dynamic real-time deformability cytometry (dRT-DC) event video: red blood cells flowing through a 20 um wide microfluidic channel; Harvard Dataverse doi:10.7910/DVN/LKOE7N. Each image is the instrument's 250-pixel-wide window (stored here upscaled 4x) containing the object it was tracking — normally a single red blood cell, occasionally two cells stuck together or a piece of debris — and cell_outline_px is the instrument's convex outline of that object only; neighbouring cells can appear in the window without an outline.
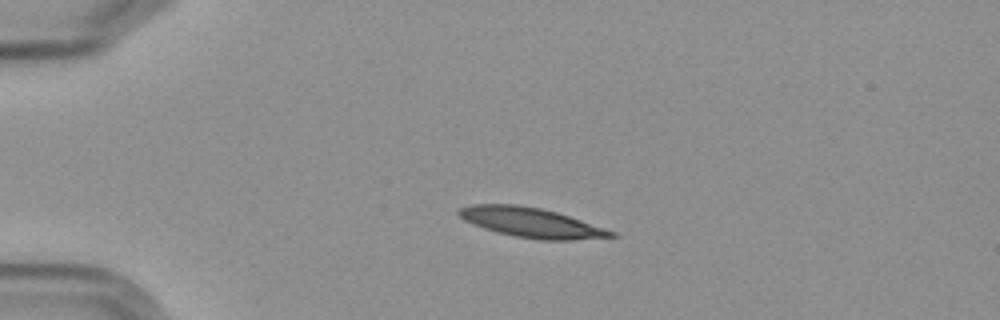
{"species": "Egyptian fruit bat (a non-hibernating species)", "species_latin": "Rousettus aegyptiacus", "temperature_condition": "cold", "stored_images_in_passage": 4, "camera_frame_rate_fps": 3000, "um_per_image_px": 0.085, "frame": {"image": 1, "passage_image": 3, "time_ms": 2.333, "image_size_px": [1000, 320], "cell_outline_px": [[620, 236], [572, 240], [540, 240], [516, 236], [496, 232], [472, 224], [464, 220], [456, 212], [460, 208], [472, 204], [516, 204], [540, 208], [556, 212], [616, 232]], "centroid_in_image_um": [45.14, 18.92], "position_along_channel_um": 39.9, "area_um2": 26.18}}